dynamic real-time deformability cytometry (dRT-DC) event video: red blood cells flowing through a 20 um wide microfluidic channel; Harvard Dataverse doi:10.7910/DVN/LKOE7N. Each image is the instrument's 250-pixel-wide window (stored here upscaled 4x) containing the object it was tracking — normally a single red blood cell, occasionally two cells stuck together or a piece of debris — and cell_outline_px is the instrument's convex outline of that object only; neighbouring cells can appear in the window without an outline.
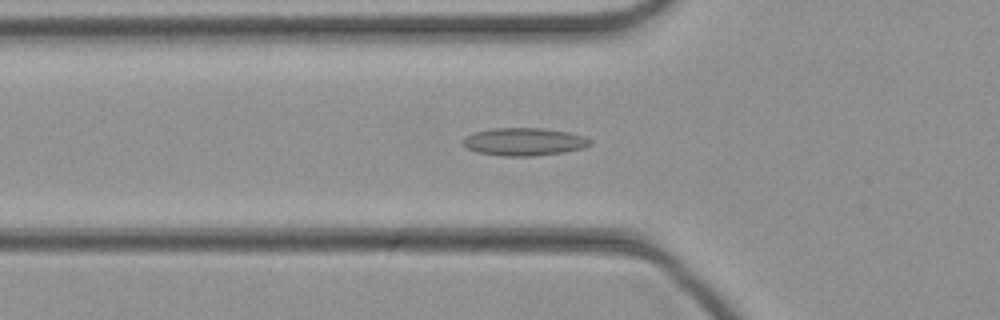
{"species": "common noctule bat (a hibernating species)", "species_latin": "Nyctalus noctula", "temperature_condition": "cold", "stored_images_in_passage": 34, "camera_frame_rate_fps": 3000, "um_per_image_px": 0.085, "animal": {"sex": "female", "body_mass_g": 21.9}, "frame": {"image": 1, "passage_image": 4, "time_ms": 1.0, "image_size_px": [1000, 320], "cell_outline_px": [[592, 144], [584, 148], [564, 152], [532, 156], [504, 156], [476, 152], [468, 148], [464, 144], [464, 136], [472, 132], [492, 128], [544, 128], [568, 132], [584, 136], [592, 140]], "centroid_in_image_um": [44.56, 12.04], "position_along_channel_um": 81.2, "area_um2": 20.69}}
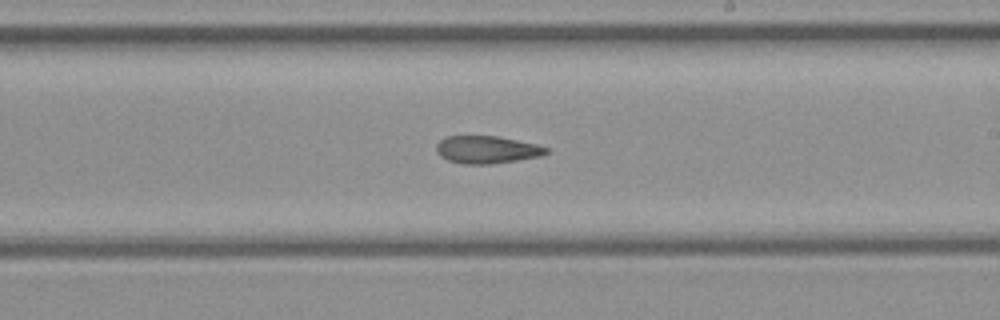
{"frame": {"image": 2, "passage_image": 15, "time_ms": 4.667, "image_size_px": [1000, 320], "cell_outline_px": [[548, 152], [544, 156], [492, 164], [464, 164], [448, 160], [440, 156], [436, 152], [436, 144], [440, 140], [448, 136], [496, 136], [536, 144], [548, 148]], "centroid_in_image_um": [41.39, 12.73], "position_along_channel_um": 247.6, "area_um2": 17.69}}
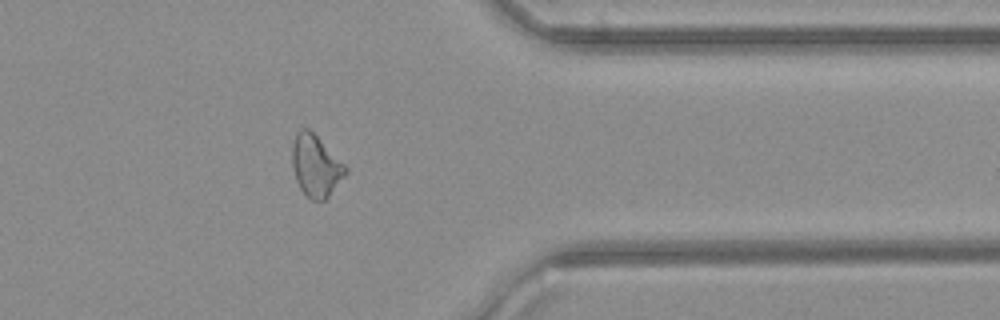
{"frame": {"image": 3, "passage_image": 25, "time_ms": 8.0, "image_size_px": [1000, 320], "cell_outline_px": [[348, 172], [328, 196], [324, 200], [312, 200], [300, 188], [296, 180], [292, 168], [292, 148], [296, 132], [300, 128], [308, 128], [348, 168]], "centroid_in_image_um": [26.82, 14.09], "position_along_channel_um": 384.6, "area_um2": 18.84}}